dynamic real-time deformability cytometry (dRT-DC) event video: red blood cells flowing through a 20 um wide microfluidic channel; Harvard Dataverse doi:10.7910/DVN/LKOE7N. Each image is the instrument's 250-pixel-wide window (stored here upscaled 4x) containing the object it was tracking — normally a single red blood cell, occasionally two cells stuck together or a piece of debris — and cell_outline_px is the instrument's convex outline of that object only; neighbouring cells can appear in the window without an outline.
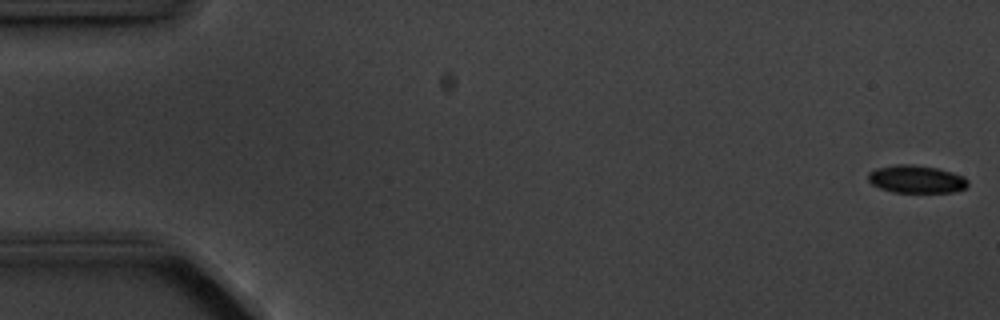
{"species": "common noctule bat (a hibernating species)", "species_latin": "Nyctalus noctula", "temperature_condition": "cold", "stored_images_in_passage": 5, "camera_frame_rate_fps": 3000, "um_per_image_px": 0.085, "animal": {"sex": "male", "body_mass_g": 20.1, "forearm_length_mm": 53.5}, "frame": {"image": 1, "passage_image": 1, "time_ms": 0.0, "image_size_px": [1000, 320], "cell_outline_px": [[968, 184], [964, 188], [952, 192], [892, 192], [880, 188], [872, 184], [868, 180], [868, 172], [876, 168], [896, 164], [912, 164], [936, 168], [952, 172], [964, 176], [968, 180]], "centroid_in_image_um": [77.86, 15.22], "position_along_channel_um": 7.1, "area_um2": 16.13}}